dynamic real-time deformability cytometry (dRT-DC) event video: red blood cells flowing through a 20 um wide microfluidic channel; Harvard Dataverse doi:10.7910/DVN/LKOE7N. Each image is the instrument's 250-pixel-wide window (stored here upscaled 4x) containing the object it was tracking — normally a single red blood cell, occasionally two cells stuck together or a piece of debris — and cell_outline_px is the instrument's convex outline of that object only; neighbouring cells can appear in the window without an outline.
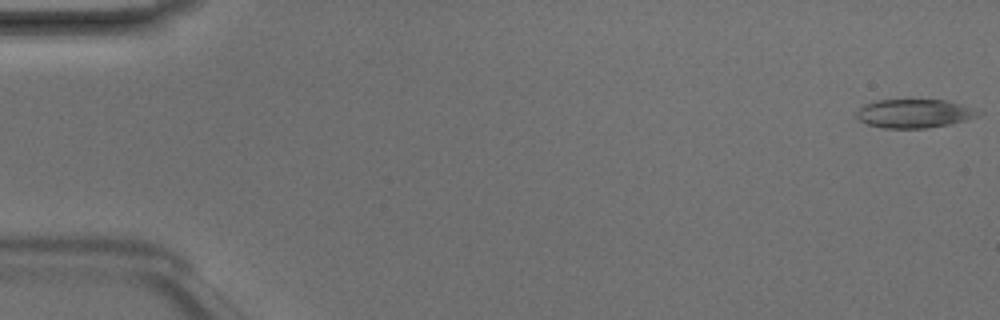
{"species": "Egyptian fruit bat (a non-hibernating species)", "species_latin": "Rousettus aegyptiacus", "temperature_condition": "room temperature", "stored_images_in_passage": 48, "camera_frame_rate_fps": 3000, "um_per_image_px": 0.085, "animal": {"sex": "male"}, "frame": {"image": 1, "passage_image": 1, "time_ms": 0.0, "image_size_px": [1000, 320], "cell_outline_px": [[984, 112], [976, 116], [964, 120], [948, 124], [928, 128], [884, 128], [868, 124], [860, 120], [856, 116], [856, 112], [864, 104], [876, 100], [944, 100], [960, 104]], "centroid_in_image_um": [77.69, 9.64], "position_along_channel_um": 7.3, "area_um2": 20.11}}
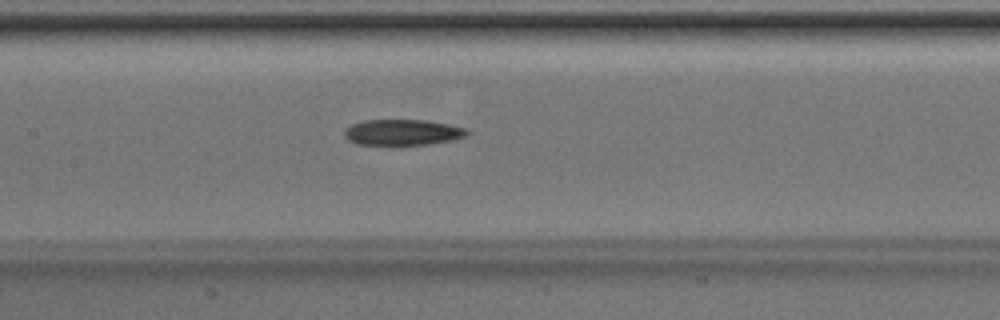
{"frame": {"image": 2, "passage_image": 23, "time_ms": 7.333, "image_size_px": [1000, 320], "cell_outline_px": [[472, 132], [468, 136], [452, 140], [428, 144], [392, 148], [356, 144], [348, 140], [344, 136], [344, 128], [352, 124], [364, 120], [424, 120], [448, 124], [468, 128]], "centroid_in_image_um": [34.2, 11.3], "position_along_channel_um": 173.2, "area_um2": 19.59}}
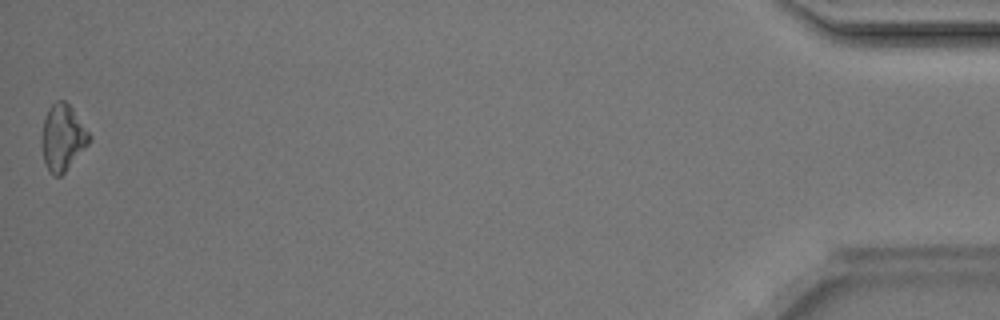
{"frame": {"image": 3, "passage_image": 48, "time_ms": 15.667, "image_size_px": [1000, 320], "cell_outline_px": [[92, 140], [64, 172], [60, 176], [52, 176], [44, 160], [40, 140], [44, 120], [48, 108], [56, 100], [64, 100], [72, 108], [92, 136]], "centroid_in_image_um": [5.32, 11.68], "position_along_channel_um": 429.9, "area_um2": 18.32}, "authors_computed_cell_mechanics": {"area_um2": 19.1607, "velocity_mm_per_s": 4.2251, "shape_relaxation_time_tau1_ms": 6.6164, "shape_relaxation_time_tau2_ms": null, "deformation_change_tau1": 0.1621, "deformation_change_tau2": null}}